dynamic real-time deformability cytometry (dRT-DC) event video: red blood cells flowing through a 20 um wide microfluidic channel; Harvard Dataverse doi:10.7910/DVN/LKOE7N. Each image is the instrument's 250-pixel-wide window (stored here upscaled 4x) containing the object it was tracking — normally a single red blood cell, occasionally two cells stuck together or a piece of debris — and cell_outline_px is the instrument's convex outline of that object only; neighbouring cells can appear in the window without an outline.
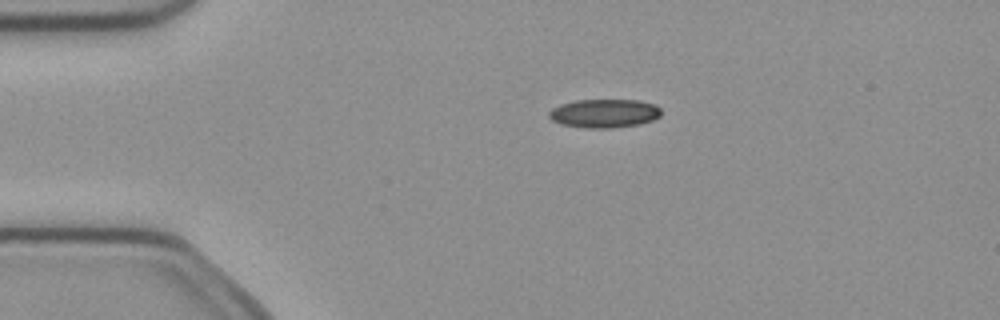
{"species": "common noctule bat (a hibernating species)", "species_latin": "Nyctalus noctula", "temperature_condition": "cold", "stored_images_in_passage": 2, "camera_frame_rate_fps": 3000, "um_per_image_px": 0.085, "animal": {"sex": "female", "body_mass_g": 21.9}, "frame": {"image": 1, "passage_image": 1, "time_ms": 0.0, "image_size_px": [1000, 320], "cell_outline_px": [[660, 116], [652, 120], [640, 124], [612, 128], [584, 128], [560, 124], [552, 120], [548, 116], [548, 112], [552, 108], [560, 104], [576, 100], [640, 100], [656, 104], [660, 108]], "centroid_in_image_um": [51.35, 9.63], "position_along_channel_um": 33.6, "area_um2": 18.9}}